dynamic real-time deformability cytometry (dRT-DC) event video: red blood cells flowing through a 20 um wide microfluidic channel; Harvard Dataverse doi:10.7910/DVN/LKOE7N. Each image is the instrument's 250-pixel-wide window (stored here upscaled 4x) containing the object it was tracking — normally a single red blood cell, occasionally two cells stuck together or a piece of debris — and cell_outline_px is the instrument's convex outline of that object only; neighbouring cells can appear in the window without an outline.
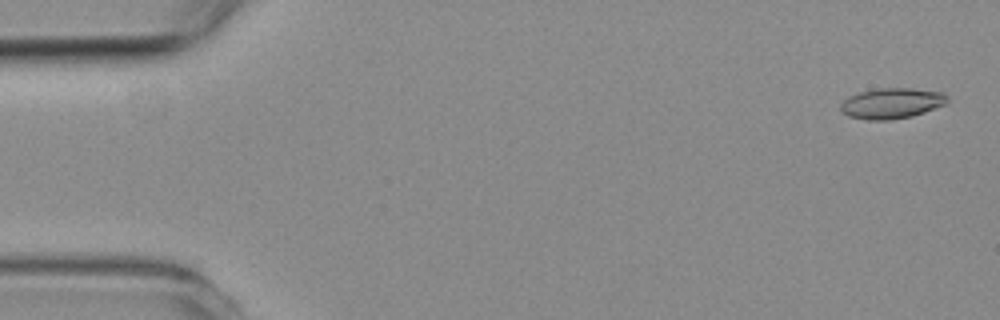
{"species": "common noctule bat (a hibernating species)", "species_latin": "Nyctalus noctula", "temperature_condition": "room temperature", "stored_images_in_passage": 3, "camera_frame_rate_fps": 3000, "um_per_image_px": 0.085, "animal": {"sex": "female", "body_mass_g": 19.3, "forearm_length_mm": 54.1}, "frame": {"image": 1, "passage_image": 1, "time_ms": 0.0, "image_size_px": [1000, 320], "cell_outline_px": [[948, 104], [912, 116], [892, 120], [868, 120], [848, 116], [840, 108], [840, 104], [848, 96], [860, 92], [880, 88], [912, 88], [944, 92], [948, 96]], "centroid_in_image_um": [75.84, 8.78], "position_along_channel_um": 9.2, "area_um2": 19.19}}